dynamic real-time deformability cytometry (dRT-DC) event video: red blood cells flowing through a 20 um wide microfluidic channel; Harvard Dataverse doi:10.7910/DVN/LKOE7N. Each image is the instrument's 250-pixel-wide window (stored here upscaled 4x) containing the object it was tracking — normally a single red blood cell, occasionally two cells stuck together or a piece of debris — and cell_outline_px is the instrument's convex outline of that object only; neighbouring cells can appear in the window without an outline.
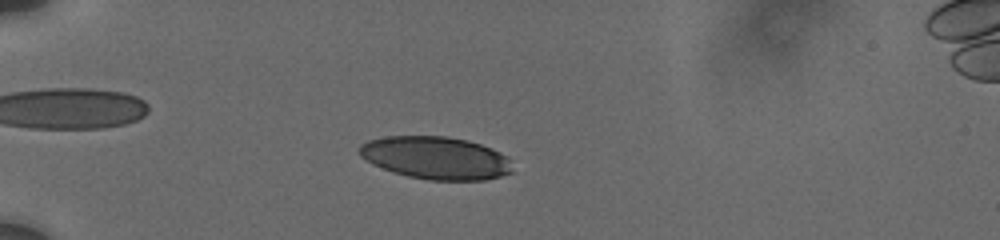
{"species": "human", "species_latin": "Homo sapiens", "temperature_condition": "cold", "stored_images_in_passage": 56, "camera_frame_rate_fps": 3000, "um_per_image_px": 0.085, "donor": {"sex": "male"}, "frame": {"image": 1, "passage_image": 15, "time_ms": 4.667, "image_size_px": [1000, 240], "cell_outline_px": [[512, 172], [500, 176], [484, 180], [428, 180], [408, 176], [392, 172], [372, 164], [360, 156], [356, 152], [356, 148], [360, 144], [368, 140], [384, 136], [448, 136], [468, 140], [492, 148], [508, 156]], "centroid_in_image_um": [36.99, 13.41], "position_along_channel_um": 48.0, "area_um2": 38.44}}
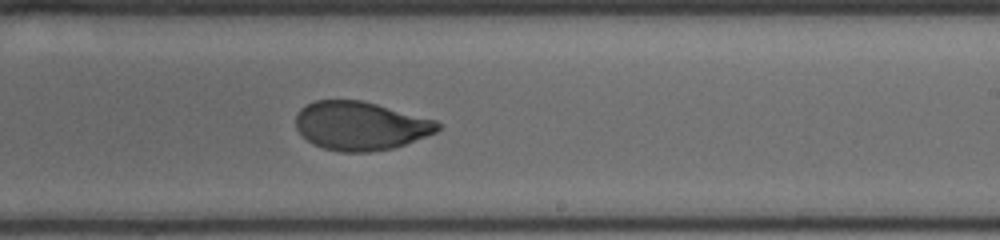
{"frame": {"image": 2, "passage_image": 35, "time_ms": 11.333, "image_size_px": [1000, 240], "cell_outline_px": [[440, 128], [436, 132], [404, 144], [392, 148], [368, 152], [340, 152], [324, 148], [312, 144], [296, 128], [296, 116], [300, 108], [304, 104], [316, 100], [360, 100], [376, 104], [436, 120], [440, 124]], "centroid_in_image_um": [30.61, 10.69], "position_along_channel_um": 258.4, "area_um2": 40.0}}
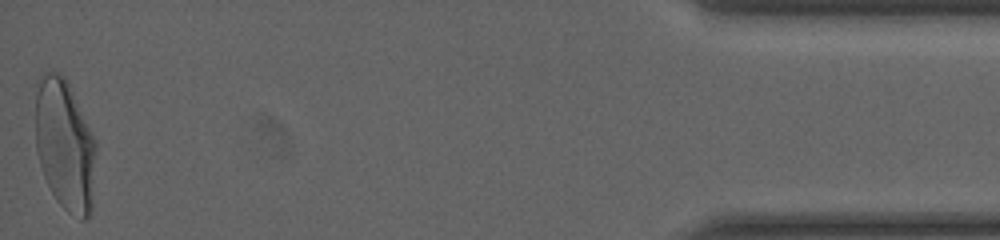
{"frame": {"image": 3, "passage_image": 56, "time_ms": 18.0, "image_size_px": [1000, 240], "cell_outline_px": [[96, 152], [92, 212], [84, 220], [80, 220], [68, 212], [56, 200], [44, 176], [36, 152], [36, 80], [44, 72], [60, 72], [68, 80], [96, 140]], "centroid_in_image_um": [5.53, 12.3], "position_along_channel_um": 429.7, "area_um2": 47.11}, "authors_computed_cell_mechanics": {"area_um2": 40.3733, "velocity_mm_per_s": 3.7189, "shape_relaxation_time_tau1_ms": 5.0726, "shape_relaxation_time_tau2_ms": 1.1528, "deformation_change_tau1": 0.1919, "deformation_change_tau2": 0.0588}}